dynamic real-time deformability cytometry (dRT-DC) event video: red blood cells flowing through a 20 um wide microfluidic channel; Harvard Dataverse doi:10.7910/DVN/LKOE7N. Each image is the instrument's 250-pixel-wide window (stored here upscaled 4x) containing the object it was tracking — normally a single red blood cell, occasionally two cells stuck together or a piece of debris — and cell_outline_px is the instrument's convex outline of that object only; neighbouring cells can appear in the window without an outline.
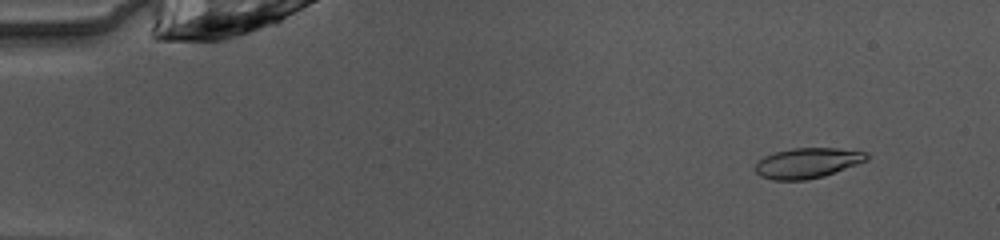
{"species": "common noctule bat (a hibernating species)", "species_latin": "Nyctalus noctula", "temperature_condition": "warm", "stored_images_in_passage": 49, "camera_frame_rate_fps": 3000, "um_per_image_px": 0.085, "animal": {"sex": "female", "body_mass_g": 10.0, "forearm_length_mm": 53.1}, "frame": {"image": 1, "passage_image": 5, "time_ms": 1.333, "image_size_px": [1000, 240], "cell_outline_px": [[868, 160], [824, 176], [804, 180], [772, 180], [760, 176], [756, 172], [756, 164], [764, 156], [776, 152], [792, 148], [836, 148], [868, 152]], "centroid_in_image_um": [68.64, 13.85], "position_along_channel_um": 16.4, "area_um2": 19.54}}
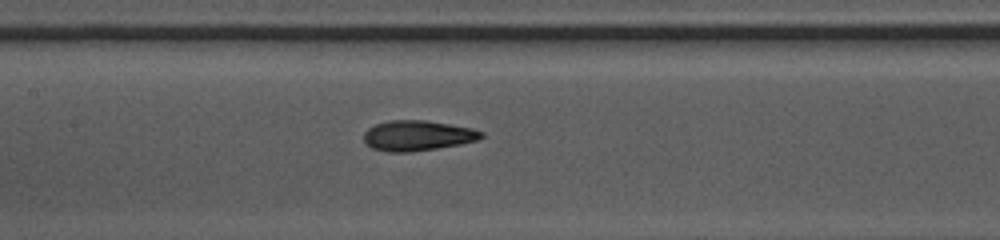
{"frame": {"image": 2, "passage_image": 24, "time_ms": 7.667, "image_size_px": [1000, 240], "cell_outline_px": [[484, 136], [476, 140], [460, 144], [436, 148], [408, 152], [388, 152], [372, 148], [364, 140], [364, 132], [368, 128], [376, 124], [388, 120], [428, 120], [472, 128], [484, 132]], "centroid_in_image_um": [35.49, 11.51], "position_along_channel_um": 171.9, "area_um2": 20.69}}
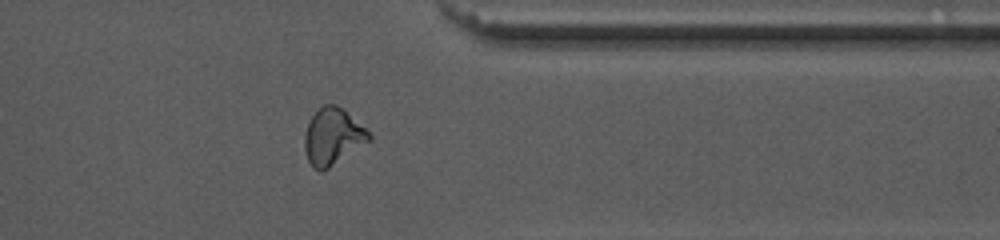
{"frame": {"image": 3, "passage_image": 40, "time_ms": 13.0, "image_size_px": [1000, 240], "cell_outline_px": [[372, 140], [328, 168], [320, 172], [312, 168], [308, 160], [304, 148], [304, 132], [312, 116], [324, 104], [336, 104], [364, 128], [372, 136]], "centroid_in_image_um": [28.26, 11.64], "position_along_channel_um": 383.1, "area_um2": 20.98}, "authors_computed_cell_mechanics": {"area_um2": 20.1144, "velocity_mm_per_s": 4.0635, "shape_relaxation_time_tau1_ms": 5.5161, "shape_relaxation_time_tau2_ms": 1.3581, "deformation_change_tau1": 0.179, "deformation_change_tau2": 0.0705}}